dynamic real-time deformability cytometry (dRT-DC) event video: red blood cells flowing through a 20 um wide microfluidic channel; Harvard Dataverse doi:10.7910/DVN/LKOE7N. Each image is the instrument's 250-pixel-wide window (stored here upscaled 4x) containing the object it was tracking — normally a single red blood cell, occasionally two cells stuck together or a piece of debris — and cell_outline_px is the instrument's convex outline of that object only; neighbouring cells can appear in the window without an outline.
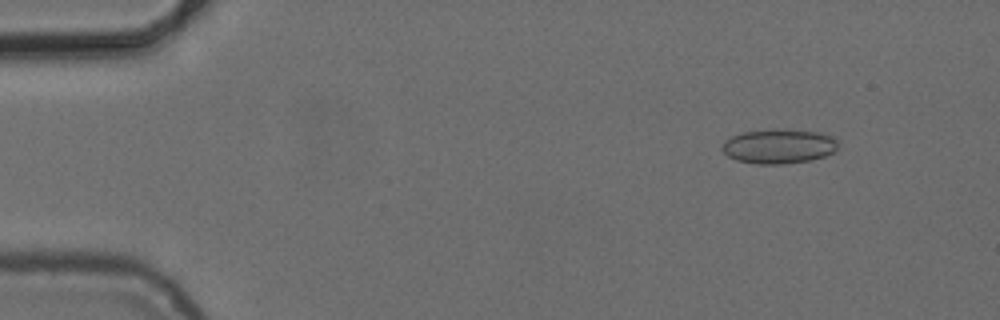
{"species": "common noctule bat (a hibernating species)", "species_latin": "Nyctalus noctula", "temperature_condition": "cold", "stored_images_in_passage": 4, "camera_frame_rate_fps": 3000, "um_per_image_px": 0.085, "animal": {"sex": "female", "body_mass_g": 24.6, "forearm_length_mm": 56.2}, "frame": {"image": 1, "passage_image": 2, "time_ms": 1.0, "image_size_px": [1000, 320], "cell_outline_px": [[840, 140], [836, 148], [832, 152], [824, 156], [812, 160], [780, 164], [756, 164], [736, 160], [728, 156], [720, 148], [724, 140], [732, 136], [744, 132], [772, 128], [784, 128], [820, 132], [836, 136]], "centroid_in_image_um": [66.22, 12.41], "position_along_channel_um": 18.8, "area_um2": 23.87}}
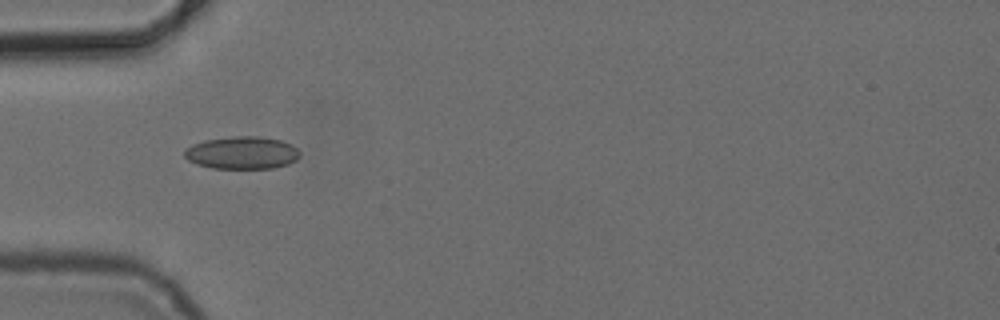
{"frame": {"image": 2, "passage_image": 4, "time_ms": 4.667, "image_size_px": [1000, 320], "cell_outline_px": [[300, 156], [296, 160], [288, 164], [272, 168], [212, 168], [196, 164], [188, 160], [184, 156], [184, 148], [192, 144], [204, 140], [232, 136], [260, 136], [280, 140], [292, 144], [300, 152]], "centroid_in_image_um": [20.56, 12.98], "position_along_channel_um": 64.4, "area_um2": 22.08}}